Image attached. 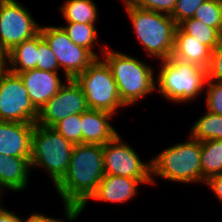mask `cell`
<instances>
[{"label":"cell","mask_w":222,"mask_h":222,"mask_svg":"<svg viewBox=\"0 0 222 222\" xmlns=\"http://www.w3.org/2000/svg\"><path fill=\"white\" fill-rule=\"evenodd\" d=\"M104 175L103 145H74L68 171L55 186L63 201L67 221H75L79 217L78 209L97 190Z\"/></svg>","instance_id":"obj_1"},{"label":"cell","mask_w":222,"mask_h":222,"mask_svg":"<svg viewBox=\"0 0 222 222\" xmlns=\"http://www.w3.org/2000/svg\"><path fill=\"white\" fill-rule=\"evenodd\" d=\"M101 55L111 70L119 96L125 106L137 103L147 94L156 92V77L152 66L136 57L100 45ZM108 48V49H107Z\"/></svg>","instance_id":"obj_2"},{"label":"cell","mask_w":222,"mask_h":222,"mask_svg":"<svg viewBox=\"0 0 222 222\" xmlns=\"http://www.w3.org/2000/svg\"><path fill=\"white\" fill-rule=\"evenodd\" d=\"M134 33L146 53L154 59L171 57L177 24L170 15L141 9L122 0Z\"/></svg>","instance_id":"obj_3"},{"label":"cell","mask_w":222,"mask_h":222,"mask_svg":"<svg viewBox=\"0 0 222 222\" xmlns=\"http://www.w3.org/2000/svg\"><path fill=\"white\" fill-rule=\"evenodd\" d=\"M188 138L151 159L153 184L156 183L155 176L177 183H202L201 142L190 135Z\"/></svg>","instance_id":"obj_4"},{"label":"cell","mask_w":222,"mask_h":222,"mask_svg":"<svg viewBox=\"0 0 222 222\" xmlns=\"http://www.w3.org/2000/svg\"><path fill=\"white\" fill-rule=\"evenodd\" d=\"M156 91L170 102L186 103L203 93L206 69L176 58L161 60Z\"/></svg>","instance_id":"obj_5"},{"label":"cell","mask_w":222,"mask_h":222,"mask_svg":"<svg viewBox=\"0 0 222 222\" xmlns=\"http://www.w3.org/2000/svg\"><path fill=\"white\" fill-rule=\"evenodd\" d=\"M74 145L53 128L35 123L31 145V168H44L54 187L66 175Z\"/></svg>","instance_id":"obj_6"},{"label":"cell","mask_w":222,"mask_h":222,"mask_svg":"<svg viewBox=\"0 0 222 222\" xmlns=\"http://www.w3.org/2000/svg\"><path fill=\"white\" fill-rule=\"evenodd\" d=\"M75 80L85 94L89 109L103 110L114 115L126 107L119 96L111 70L102 58H97Z\"/></svg>","instance_id":"obj_7"},{"label":"cell","mask_w":222,"mask_h":222,"mask_svg":"<svg viewBox=\"0 0 222 222\" xmlns=\"http://www.w3.org/2000/svg\"><path fill=\"white\" fill-rule=\"evenodd\" d=\"M39 32L55 54L65 80L75 79L97 59L88 49L74 44L61 26H40Z\"/></svg>","instance_id":"obj_8"},{"label":"cell","mask_w":222,"mask_h":222,"mask_svg":"<svg viewBox=\"0 0 222 222\" xmlns=\"http://www.w3.org/2000/svg\"><path fill=\"white\" fill-rule=\"evenodd\" d=\"M38 115L21 77L7 69L0 77V121L36 123Z\"/></svg>","instance_id":"obj_9"},{"label":"cell","mask_w":222,"mask_h":222,"mask_svg":"<svg viewBox=\"0 0 222 222\" xmlns=\"http://www.w3.org/2000/svg\"><path fill=\"white\" fill-rule=\"evenodd\" d=\"M103 165L105 174L152 180V163L143 162L130 144L117 135L103 145Z\"/></svg>","instance_id":"obj_10"},{"label":"cell","mask_w":222,"mask_h":222,"mask_svg":"<svg viewBox=\"0 0 222 222\" xmlns=\"http://www.w3.org/2000/svg\"><path fill=\"white\" fill-rule=\"evenodd\" d=\"M17 0H0V41L7 52L40 31V25Z\"/></svg>","instance_id":"obj_11"},{"label":"cell","mask_w":222,"mask_h":222,"mask_svg":"<svg viewBox=\"0 0 222 222\" xmlns=\"http://www.w3.org/2000/svg\"><path fill=\"white\" fill-rule=\"evenodd\" d=\"M88 109L81 86L75 79H68L56 95L41 108L36 124L52 128L64 118L82 114Z\"/></svg>","instance_id":"obj_12"},{"label":"cell","mask_w":222,"mask_h":222,"mask_svg":"<svg viewBox=\"0 0 222 222\" xmlns=\"http://www.w3.org/2000/svg\"><path fill=\"white\" fill-rule=\"evenodd\" d=\"M153 184L152 180H138L116 175L105 174L98 184L97 190L78 209L79 214L86 208L89 200H100L101 202L126 203L136 196L139 185Z\"/></svg>","instance_id":"obj_13"},{"label":"cell","mask_w":222,"mask_h":222,"mask_svg":"<svg viewBox=\"0 0 222 222\" xmlns=\"http://www.w3.org/2000/svg\"><path fill=\"white\" fill-rule=\"evenodd\" d=\"M18 75L23 81L32 104L38 111L65 84L60 79L58 72L30 69L18 73Z\"/></svg>","instance_id":"obj_14"},{"label":"cell","mask_w":222,"mask_h":222,"mask_svg":"<svg viewBox=\"0 0 222 222\" xmlns=\"http://www.w3.org/2000/svg\"><path fill=\"white\" fill-rule=\"evenodd\" d=\"M35 123L0 121V154L31 157Z\"/></svg>","instance_id":"obj_15"},{"label":"cell","mask_w":222,"mask_h":222,"mask_svg":"<svg viewBox=\"0 0 222 222\" xmlns=\"http://www.w3.org/2000/svg\"><path fill=\"white\" fill-rule=\"evenodd\" d=\"M114 115L103 110L88 109L82 113V143L100 144L114 139L119 133L109 123Z\"/></svg>","instance_id":"obj_16"},{"label":"cell","mask_w":222,"mask_h":222,"mask_svg":"<svg viewBox=\"0 0 222 222\" xmlns=\"http://www.w3.org/2000/svg\"><path fill=\"white\" fill-rule=\"evenodd\" d=\"M30 158L0 154V199L4 190L20 192L29 186Z\"/></svg>","instance_id":"obj_17"},{"label":"cell","mask_w":222,"mask_h":222,"mask_svg":"<svg viewBox=\"0 0 222 222\" xmlns=\"http://www.w3.org/2000/svg\"><path fill=\"white\" fill-rule=\"evenodd\" d=\"M211 53L212 50L208 46L184 33L178 26L176 27L172 58L193 63L207 69Z\"/></svg>","instance_id":"obj_18"},{"label":"cell","mask_w":222,"mask_h":222,"mask_svg":"<svg viewBox=\"0 0 222 222\" xmlns=\"http://www.w3.org/2000/svg\"><path fill=\"white\" fill-rule=\"evenodd\" d=\"M38 34L16 45L8 52L7 69L15 74L36 69Z\"/></svg>","instance_id":"obj_19"},{"label":"cell","mask_w":222,"mask_h":222,"mask_svg":"<svg viewBox=\"0 0 222 222\" xmlns=\"http://www.w3.org/2000/svg\"><path fill=\"white\" fill-rule=\"evenodd\" d=\"M96 5L93 0H66L59 10L66 23L96 24L99 22Z\"/></svg>","instance_id":"obj_20"},{"label":"cell","mask_w":222,"mask_h":222,"mask_svg":"<svg viewBox=\"0 0 222 222\" xmlns=\"http://www.w3.org/2000/svg\"><path fill=\"white\" fill-rule=\"evenodd\" d=\"M202 183L222 173V140L209 139L201 142Z\"/></svg>","instance_id":"obj_21"},{"label":"cell","mask_w":222,"mask_h":222,"mask_svg":"<svg viewBox=\"0 0 222 222\" xmlns=\"http://www.w3.org/2000/svg\"><path fill=\"white\" fill-rule=\"evenodd\" d=\"M184 33L192 36L198 42L208 46L212 51L220 44L222 34L216 29L206 26L201 21L188 18L177 25Z\"/></svg>","instance_id":"obj_22"},{"label":"cell","mask_w":222,"mask_h":222,"mask_svg":"<svg viewBox=\"0 0 222 222\" xmlns=\"http://www.w3.org/2000/svg\"><path fill=\"white\" fill-rule=\"evenodd\" d=\"M188 133L200 142L209 139L222 140V116L207 110L206 114L192 125Z\"/></svg>","instance_id":"obj_23"},{"label":"cell","mask_w":222,"mask_h":222,"mask_svg":"<svg viewBox=\"0 0 222 222\" xmlns=\"http://www.w3.org/2000/svg\"><path fill=\"white\" fill-rule=\"evenodd\" d=\"M61 27L74 44L88 49L96 58L101 57L94 52L95 43L100 39L95 24L67 23Z\"/></svg>","instance_id":"obj_24"},{"label":"cell","mask_w":222,"mask_h":222,"mask_svg":"<svg viewBox=\"0 0 222 222\" xmlns=\"http://www.w3.org/2000/svg\"><path fill=\"white\" fill-rule=\"evenodd\" d=\"M192 18L216 28L222 34V0H206L197 8Z\"/></svg>","instance_id":"obj_25"},{"label":"cell","mask_w":222,"mask_h":222,"mask_svg":"<svg viewBox=\"0 0 222 222\" xmlns=\"http://www.w3.org/2000/svg\"><path fill=\"white\" fill-rule=\"evenodd\" d=\"M82 114L70 115L60 122L56 123L52 128L64 136L73 145L82 143Z\"/></svg>","instance_id":"obj_26"},{"label":"cell","mask_w":222,"mask_h":222,"mask_svg":"<svg viewBox=\"0 0 222 222\" xmlns=\"http://www.w3.org/2000/svg\"><path fill=\"white\" fill-rule=\"evenodd\" d=\"M36 69L43 71L58 72L60 70L57 58L47 42L38 33V49Z\"/></svg>","instance_id":"obj_27"},{"label":"cell","mask_w":222,"mask_h":222,"mask_svg":"<svg viewBox=\"0 0 222 222\" xmlns=\"http://www.w3.org/2000/svg\"><path fill=\"white\" fill-rule=\"evenodd\" d=\"M205 105L211 113L222 116V82L206 81Z\"/></svg>","instance_id":"obj_28"},{"label":"cell","mask_w":222,"mask_h":222,"mask_svg":"<svg viewBox=\"0 0 222 222\" xmlns=\"http://www.w3.org/2000/svg\"><path fill=\"white\" fill-rule=\"evenodd\" d=\"M127 4L135 7L152 10L157 13L172 15L176 0H124Z\"/></svg>","instance_id":"obj_29"},{"label":"cell","mask_w":222,"mask_h":222,"mask_svg":"<svg viewBox=\"0 0 222 222\" xmlns=\"http://www.w3.org/2000/svg\"><path fill=\"white\" fill-rule=\"evenodd\" d=\"M205 1L206 0H176L171 17L178 25L183 20L192 18L197 8Z\"/></svg>","instance_id":"obj_30"},{"label":"cell","mask_w":222,"mask_h":222,"mask_svg":"<svg viewBox=\"0 0 222 222\" xmlns=\"http://www.w3.org/2000/svg\"><path fill=\"white\" fill-rule=\"evenodd\" d=\"M207 80L222 82V40L212 51L209 65L206 69Z\"/></svg>","instance_id":"obj_31"},{"label":"cell","mask_w":222,"mask_h":222,"mask_svg":"<svg viewBox=\"0 0 222 222\" xmlns=\"http://www.w3.org/2000/svg\"><path fill=\"white\" fill-rule=\"evenodd\" d=\"M216 198L222 203V173L210 177L206 182Z\"/></svg>","instance_id":"obj_32"},{"label":"cell","mask_w":222,"mask_h":222,"mask_svg":"<svg viewBox=\"0 0 222 222\" xmlns=\"http://www.w3.org/2000/svg\"><path fill=\"white\" fill-rule=\"evenodd\" d=\"M0 201V222H28L30 216H28L26 219H23L13 212H10L6 208H3L1 204L2 200Z\"/></svg>","instance_id":"obj_33"},{"label":"cell","mask_w":222,"mask_h":222,"mask_svg":"<svg viewBox=\"0 0 222 222\" xmlns=\"http://www.w3.org/2000/svg\"><path fill=\"white\" fill-rule=\"evenodd\" d=\"M28 222H64V221L58 218L48 217L47 215L45 216L41 213L34 212L33 214L31 213Z\"/></svg>","instance_id":"obj_34"},{"label":"cell","mask_w":222,"mask_h":222,"mask_svg":"<svg viewBox=\"0 0 222 222\" xmlns=\"http://www.w3.org/2000/svg\"><path fill=\"white\" fill-rule=\"evenodd\" d=\"M8 55H0V77L7 70Z\"/></svg>","instance_id":"obj_35"},{"label":"cell","mask_w":222,"mask_h":222,"mask_svg":"<svg viewBox=\"0 0 222 222\" xmlns=\"http://www.w3.org/2000/svg\"><path fill=\"white\" fill-rule=\"evenodd\" d=\"M0 55H8V52L4 49L0 41Z\"/></svg>","instance_id":"obj_36"}]
</instances>
